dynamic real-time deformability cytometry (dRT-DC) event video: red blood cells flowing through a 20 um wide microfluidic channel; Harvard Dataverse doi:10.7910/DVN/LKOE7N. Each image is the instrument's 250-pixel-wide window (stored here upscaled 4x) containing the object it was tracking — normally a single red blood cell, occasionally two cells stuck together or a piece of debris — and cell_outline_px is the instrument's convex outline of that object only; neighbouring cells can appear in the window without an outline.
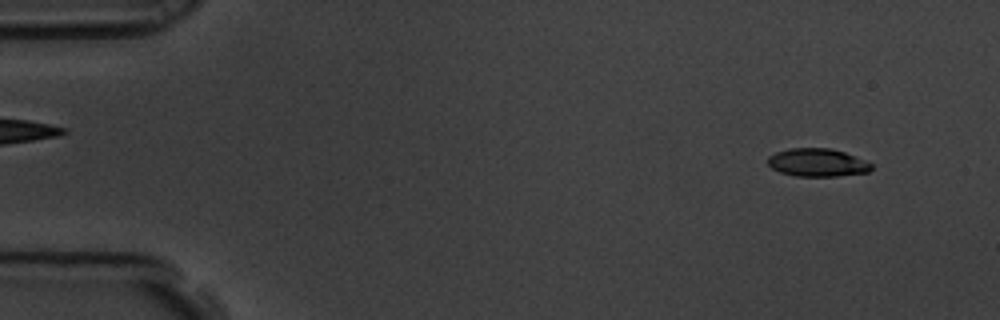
{"species": "common noctule bat (a hibernating species)", "species_latin": "Nyctalus noctula", "temperature_condition": "room temperature", "stored_images_in_passage": 5, "camera_frame_rate_fps": 3000, "um_per_image_px": 0.085, "animal": {"sex": "male", "body_mass_g": 19.5, "forearm_length_mm": 54.6}, "frame": {"image": 1, "passage_image": 2, "time_ms": 0.333, "image_size_px": [1000, 320], "cell_outline_px": [[872, 168], [868, 172], [836, 176], [796, 176], [780, 172], [772, 168], [768, 164], [768, 156], [776, 152], [788, 148], [828, 148], [844, 152], [864, 160], [872, 164]], "centroid_in_image_um": [69.45, 13.81], "position_along_channel_um": 15.5, "area_um2": 16.82}}